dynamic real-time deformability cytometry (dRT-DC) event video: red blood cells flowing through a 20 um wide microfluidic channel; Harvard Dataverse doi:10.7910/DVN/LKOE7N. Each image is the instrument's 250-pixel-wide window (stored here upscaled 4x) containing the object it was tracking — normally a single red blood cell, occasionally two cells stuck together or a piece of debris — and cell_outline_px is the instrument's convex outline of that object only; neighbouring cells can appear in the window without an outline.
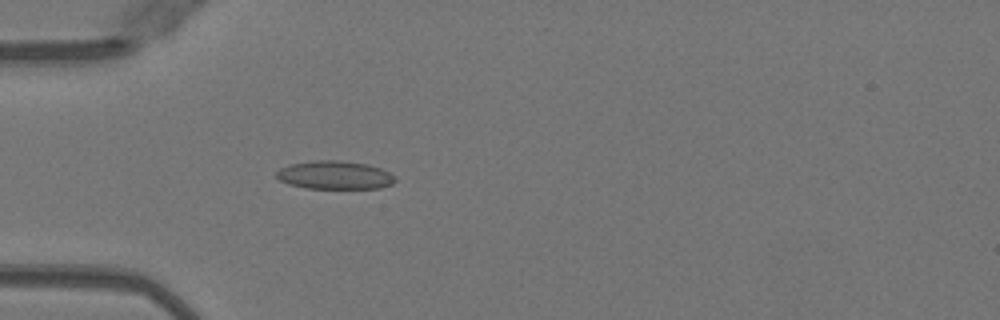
{"species": "Egyptian fruit bat (a non-hibernating species)", "species_latin": "Rousettus aegyptiacus", "temperature_condition": "warm", "stored_images_in_passage": 9, "camera_frame_rate_fps": 3000, "um_per_image_px": 0.085, "animal": {"sex": "female"}, "frame": {"image": 1, "passage_image": 5, "time_ms": 1.333, "image_size_px": [1000, 320], "cell_outline_px": [[396, 180], [392, 184], [380, 188], [304, 188], [288, 184], [280, 180], [276, 176], [276, 172], [280, 168], [288, 164], [312, 160], [340, 160], [368, 164], [380, 168], [396, 176]], "centroid_in_image_um": [28.44, 14.87], "position_along_channel_um": 56.6, "area_um2": 19.77}}
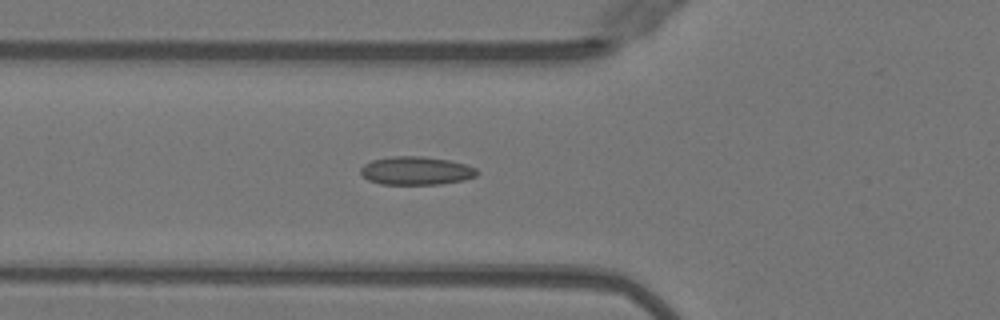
{"frame": {"image": 2, "passage_image": 8, "time_ms": 2.333, "image_size_px": [1000, 320], "cell_outline_px": [[480, 172], [476, 176], [464, 180], [440, 184], [380, 184], [368, 180], [360, 172], [360, 168], [364, 164], [372, 160], [392, 156], [420, 156], [448, 160], [464, 164], [476, 168]], "centroid_in_image_um": [35.37, 14.51], "position_along_channel_um": 90.4, "area_um2": 19.19}}